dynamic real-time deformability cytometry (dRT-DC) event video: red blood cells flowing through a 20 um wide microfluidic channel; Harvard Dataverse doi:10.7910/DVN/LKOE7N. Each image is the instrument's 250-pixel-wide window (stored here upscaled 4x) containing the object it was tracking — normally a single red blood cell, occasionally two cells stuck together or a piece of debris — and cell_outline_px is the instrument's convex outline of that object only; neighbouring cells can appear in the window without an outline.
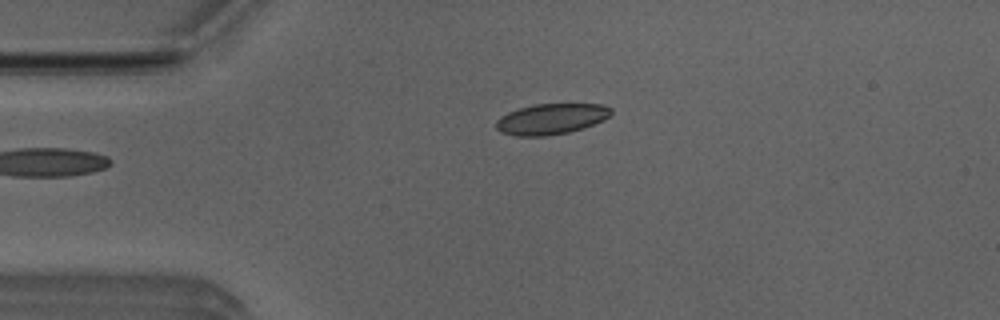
{"species": "Egyptian fruit bat (a non-hibernating species)", "species_latin": "Rousettus aegyptiacus", "temperature_condition": "room temperature", "stored_images_in_passage": 2, "camera_frame_rate_fps": 3000, "um_per_image_px": 0.085, "animal": {"sex": "male"}, "frame": {"image": 1, "passage_image": 2, "time_ms": 0.333, "image_size_px": [1000, 320], "cell_outline_px": [[612, 112], [604, 120], [584, 128], [568, 132], [544, 136], [516, 136], [500, 132], [496, 128], [496, 120], [500, 116], [508, 112], [520, 108], [536, 104], [604, 104], [612, 108]], "centroid_in_image_um": [46.85, 10.11], "position_along_channel_um": 38.1, "area_um2": 20.63}}